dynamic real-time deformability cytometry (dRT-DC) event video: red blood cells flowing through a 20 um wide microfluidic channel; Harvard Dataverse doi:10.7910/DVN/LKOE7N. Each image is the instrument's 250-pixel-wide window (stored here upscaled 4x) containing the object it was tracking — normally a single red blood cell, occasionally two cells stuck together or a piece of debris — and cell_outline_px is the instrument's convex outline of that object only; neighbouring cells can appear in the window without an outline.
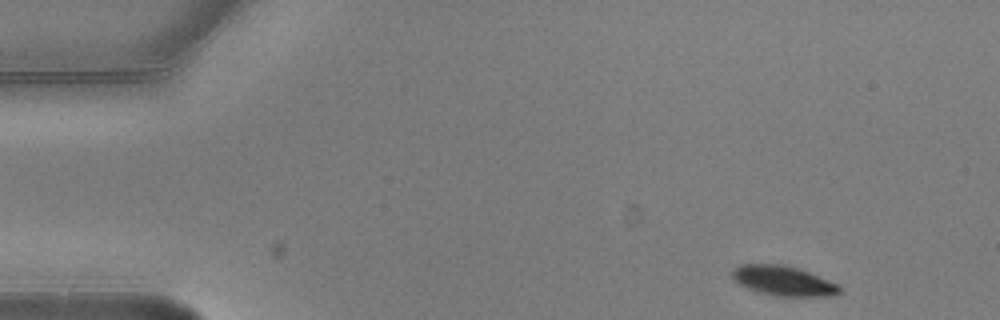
{"species": "common noctule bat (a hibernating species)", "species_latin": "Nyctalus noctula", "temperature_condition": "warm", "stored_images_in_passage": 4, "camera_frame_rate_fps": 3000, "um_per_image_px": 0.085, "animal": {"sex": "male", "body_mass_g": 20.5, "forearm_length_mm": 52.5}, "frame": {"image": 1, "passage_image": 1, "time_ms": 0.0, "image_size_px": [1000, 320], "cell_outline_px": [[840, 292], [832, 296], [776, 296], [760, 292], [748, 288], [740, 284], [732, 276], [732, 268], [740, 264], [784, 264], [800, 268], [840, 284]], "centroid_in_image_um": [66.62, 23.85], "position_along_channel_um": 18.4, "area_um2": 18.79}}
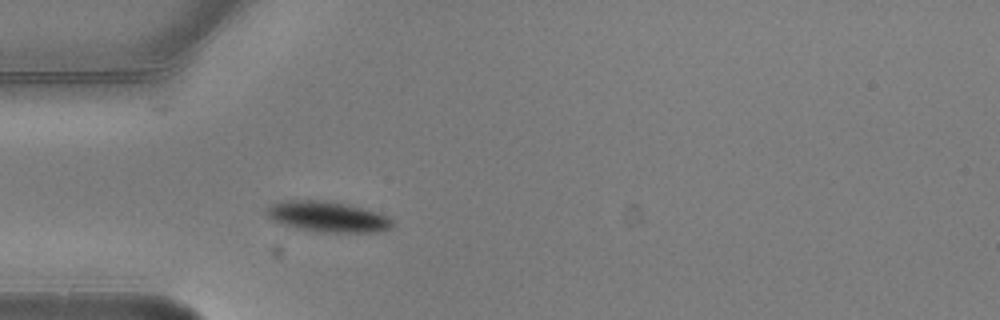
{"frame": {"image": 2, "passage_image": 4, "time_ms": 1.0, "image_size_px": [1000, 320], "cell_outline_px": [[392, 224], [388, 228], [380, 232], [320, 232], [300, 228], [276, 220], [268, 216], [268, 208], [272, 204], [280, 200], [324, 200], [348, 204], [380, 212], [392, 220]], "centroid_in_image_um": [27.92, 18.4], "position_along_channel_um": 57.1, "area_um2": 22.02}}